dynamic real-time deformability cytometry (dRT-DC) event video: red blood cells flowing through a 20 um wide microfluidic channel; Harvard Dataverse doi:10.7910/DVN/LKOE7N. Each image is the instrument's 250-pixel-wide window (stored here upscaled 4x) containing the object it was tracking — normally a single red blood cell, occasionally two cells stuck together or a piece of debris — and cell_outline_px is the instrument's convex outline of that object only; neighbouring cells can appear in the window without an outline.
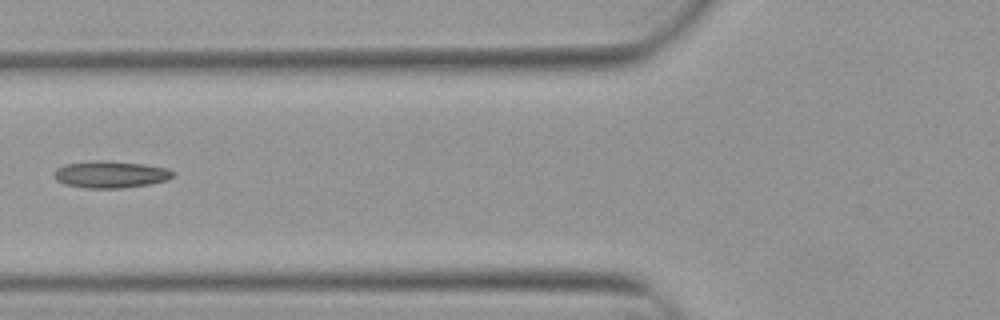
{"species": "Egyptian fruit bat (a non-hibernating species)", "species_latin": "Rousettus aegyptiacus", "temperature_condition": "warm", "stored_images_in_passage": 5, "camera_frame_rate_fps": 3000, "um_per_image_px": 0.085, "animal": {"sex": "female"}, "frame": {"image": 1, "passage_image": 5, "time_ms": 1.333, "image_size_px": [1000, 320], "cell_outline_px": [[176, 176], [168, 180], [148, 184], [120, 188], [84, 188], [64, 184], [56, 180], [52, 176], [52, 172], [56, 168], [64, 164], [92, 160], [108, 160], [144, 164], [168, 168], [176, 172]], "centroid_in_image_um": [9.38, 14.81], "position_along_channel_um": 116.4, "area_um2": 19.13}}